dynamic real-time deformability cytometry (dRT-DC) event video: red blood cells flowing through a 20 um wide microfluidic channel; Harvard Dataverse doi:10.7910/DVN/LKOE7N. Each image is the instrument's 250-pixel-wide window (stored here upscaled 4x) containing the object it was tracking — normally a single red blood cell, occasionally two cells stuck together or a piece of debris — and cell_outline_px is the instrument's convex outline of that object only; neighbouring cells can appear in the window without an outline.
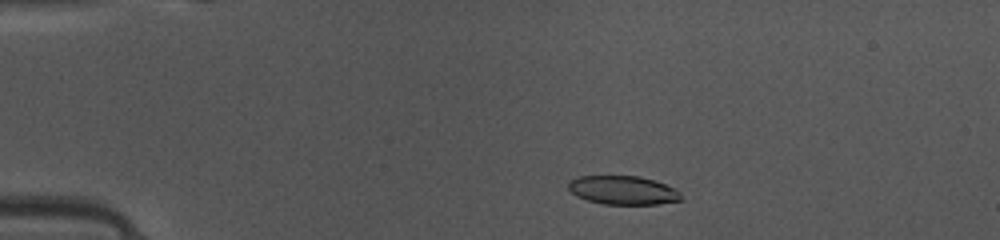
{"species": "common noctule bat (a hibernating species)", "species_latin": "Nyctalus noctula", "temperature_condition": "warm", "stored_images_in_passage": 49, "camera_frame_rate_fps": 3000, "um_per_image_px": 0.085, "animal": {"sex": "female", "body_mass_g": 10.0, "forearm_length_mm": 53.1}, "frame": {"image": 1, "passage_image": 10, "time_ms": 3.0, "image_size_px": [1000, 240], "cell_outline_px": [[684, 200], [656, 204], [604, 204], [588, 200], [576, 196], [568, 188], [568, 184], [572, 180], [580, 176], [640, 176], [664, 184], [680, 192]], "centroid_in_image_um": [52.97, 16.17], "position_along_channel_um": 32.0, "area_um2": 18.67}}
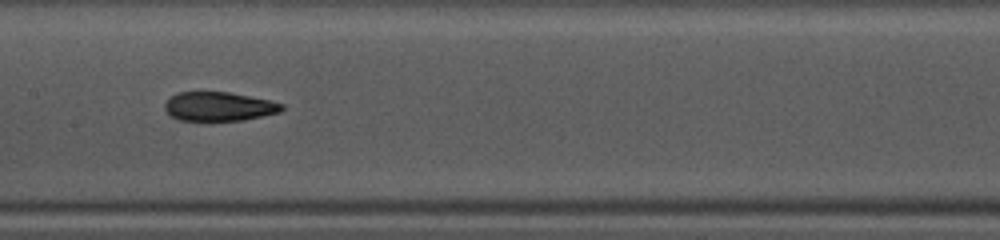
{"frame": {"image": 2, "passage_image": 25, "time_ms": 8.0, "image_size_px": [1000, 240], "cell_outline_px": [[284, 108], [280, 112], [244, 120], [208, 124], [180, 120], [172, 116], [164, 108], [164, 104], [176, 92], [228, 92], [272, 100], [284, 104]], "centroid_in_image_um": [18.61, 9.1], "position_along_channel_um": 188.8, "area_um2": 20.63}}
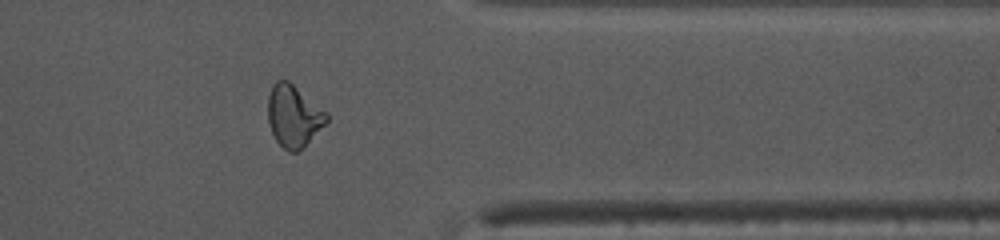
{"frame": {"image": 3, "passage_image": 40, "time_ms": 13.0, "image_size_px": [1000, 240], "cell_outline_px": [[328, 120], [296, 152], [288, 152], [276, 140], [272, 132], [268, 120], [268, 96], [272, 84], [276, 80], [288, 80], [328, 112]], "centroid_in_image_um": [24.93, 9.81], "position_along_channel_um": 386.5, "area_um2": 20.81}, "authors_computed_cell_mechanics": {"area_um2": 20.6346, "velocity_mm_per_s": 4.1271, "shape_relaxation_time_tau1_ms": 8.0519, "shape_relaxation_time_tau2_ms": 2.1378, "deformation_change_tau1": 0.2335, "deformation_change_tau2": 0.085}}